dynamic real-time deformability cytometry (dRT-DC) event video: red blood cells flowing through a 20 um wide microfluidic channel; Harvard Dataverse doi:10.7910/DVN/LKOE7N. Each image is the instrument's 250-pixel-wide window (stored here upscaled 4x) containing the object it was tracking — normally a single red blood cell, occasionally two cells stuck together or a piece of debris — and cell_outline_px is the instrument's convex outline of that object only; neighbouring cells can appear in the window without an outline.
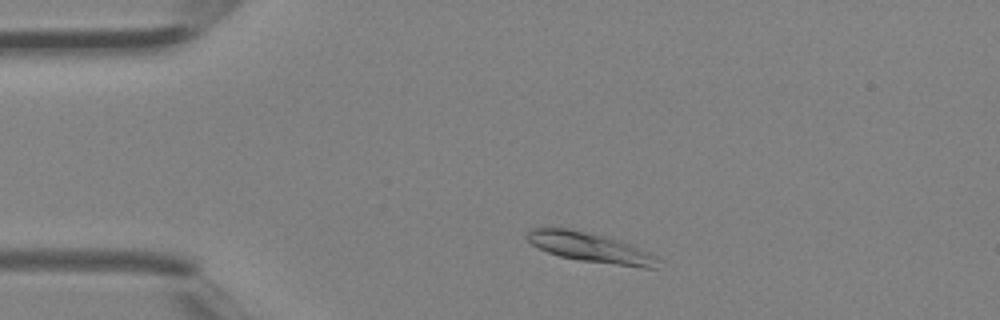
{"species": "Egyptian fruit bat (a non-hibernating species)", "species_latin": "Rousettus aegyptiacus", "temperature_condition": "room temperature", "stored_images_in_passage": 2, "camera_frame_rate_fps": 3000, "um_per_image_px": 0.085, "animal": {"sex": "female"}, "frame": {"image": 1, "passage_image": 1, "time_ms": 0.0, "image_size_px": [1000, 320], "cell_outline_px": [[660, 260], [656, 268], [644, 268], [580, 260], [560, 256], [548, 252], [532, 244], [524, 236], [532, 228], [568, 228], [592, 232], [620, 240], [648, 252], [656, 256]], "centroid_in_image_um": [50.19, 21.03], "position_along_channel_um": 34.8, "area_um2": 22.54}}